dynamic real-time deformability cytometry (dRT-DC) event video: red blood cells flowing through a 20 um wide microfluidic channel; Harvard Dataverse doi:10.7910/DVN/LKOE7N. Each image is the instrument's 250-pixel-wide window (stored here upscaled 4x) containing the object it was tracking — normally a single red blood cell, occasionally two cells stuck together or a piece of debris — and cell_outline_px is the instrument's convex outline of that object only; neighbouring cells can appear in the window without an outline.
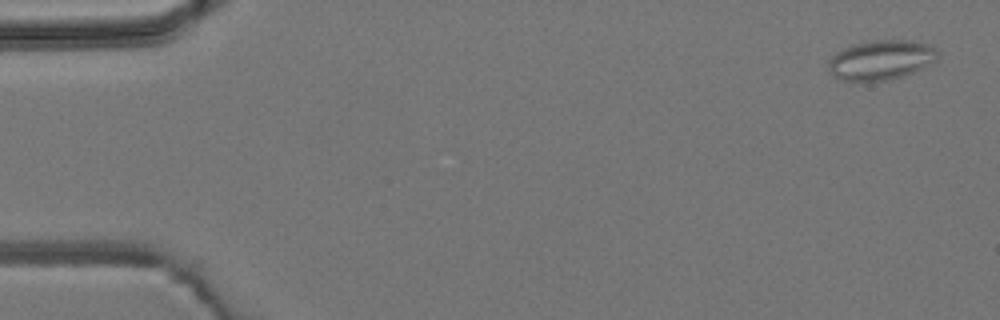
{"species": "common noctule bat (a hibernating species)", "species_latin": "Nyctalus noctula", "temperature_condition": "room temperature", "stored_images_in_passage": 5, "camera_frame_rate_fps": 3000, "um_per_image_px": 0.085, "animal": {"sex": "male", "body_mass_g": 19.2, "forearm_length_mm": 51.8}, "frame": {"image": 1, "passage_image": 1, "time_ms": 0.0, "image_size_px": [1000, 320], "cell_outline_px": [[940, 56], [932, 64], [912, 72], [888, 80], [844, 80], [832, 76], [828, 72], [828, 60], [836, 52], [852, 44], [876, 40], [912, 40], [932, 44], [940, 52]], "centroid_in_image_um": [74.92, 5.07], "position_along_channel_um": 10.1, "area_um2": 25.49}}